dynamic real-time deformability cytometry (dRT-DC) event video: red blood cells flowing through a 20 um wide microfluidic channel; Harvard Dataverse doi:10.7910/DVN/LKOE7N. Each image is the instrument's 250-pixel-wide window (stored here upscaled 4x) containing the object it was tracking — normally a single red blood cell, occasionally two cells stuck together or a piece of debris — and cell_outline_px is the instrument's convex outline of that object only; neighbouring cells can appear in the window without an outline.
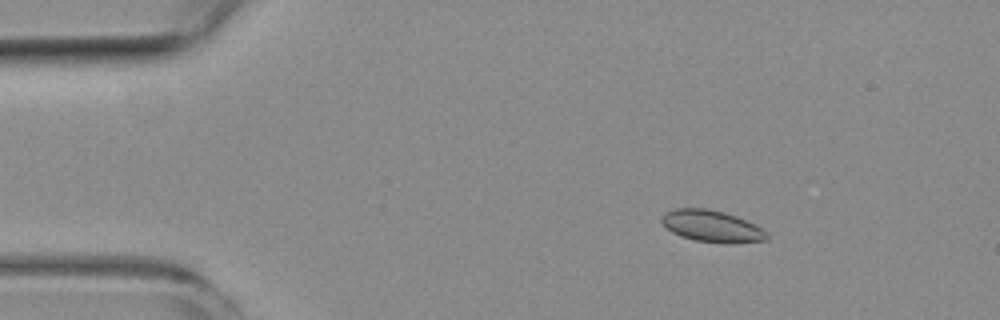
{"species": "common noctule bat (a hibernating species)", "species_latin": "Nyctalus noctula", "temperature_condition": "room temperature", "stored_images_in_passage": 5, "camera_frame_rate_fps": 3000, "um_per_image_px": 0.085, "animal": {"sex": "female", "body_mass_g": 19.3, "forearm_length_mm": 54.1}, "frame": {"image": 1, "passage_image": 2, "time_ms": 1.0, "image_size_px": [1000, 320], "cell_outline_px": [[768, 240], [732, 244], [696, 240], [680, 236], [672, 232], [660, 220], [660, 216], [676, 208], [704, 208], [724, 212], [736, 216], [756, 224], [768, 232]], "centroid_in_image_um": [60.56, 19.23], "position_along_channel_um": 24.4, "area_um2": 19.48}}
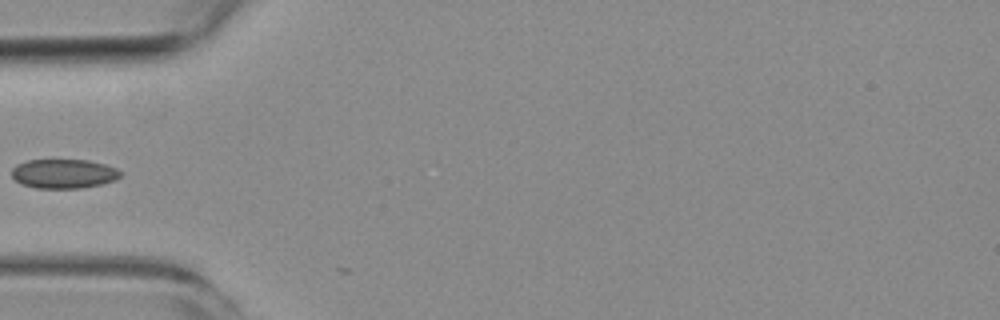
{"frame": {"image": 2, "passage_image": 5, "time_ms": 4.333, "image_size_px": [1000, 320], "cell_outline_px": [[124, 172], [116, 180], [100, 184], [80, 188], [36, 188], [20, 184], [12, 176], [12, 168], [16, 164], [28, 160], [88, 160], [104, 164], [116, 168]], "centroid_in_image_um": [5.42, 14.76], "position_along_channel_um": 79.6, "area_um2": 18.61}}